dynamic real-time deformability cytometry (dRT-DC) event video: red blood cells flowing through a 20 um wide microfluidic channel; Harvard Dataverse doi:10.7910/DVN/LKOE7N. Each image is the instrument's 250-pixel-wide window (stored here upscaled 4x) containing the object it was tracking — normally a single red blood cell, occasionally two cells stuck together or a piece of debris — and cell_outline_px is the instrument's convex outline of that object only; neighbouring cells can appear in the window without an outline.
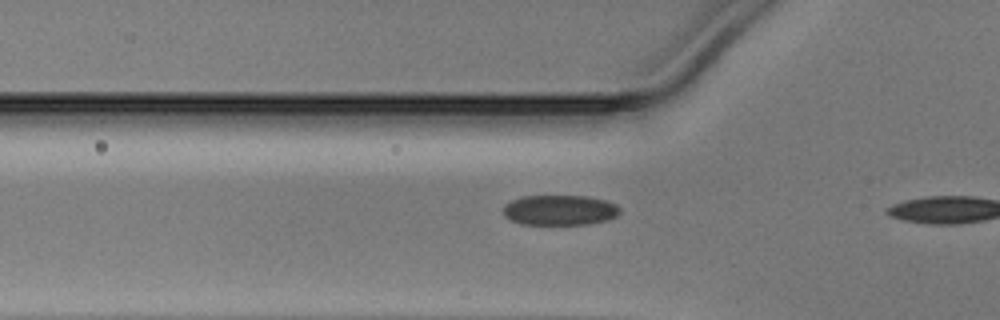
{"species": "Egyptian fruit bat (a non-hibernating species)", "species_latin": "Rousettus aegyptiacus", "temperature_condition": "warm", "stored_images_in_passage": 8, "camera_frame_rate_fps": 3000, "um_per_image_px": 0.085, "animal": {"sex": "male"}, "frame": {"image": 1, "passage_image": 7, "time_ms": 2.0, "image_size_px": [1000, 320], "cell_outline_px": [[620, 212], [616, 216], [608, 220], [588, 224], [520, 224], [504, 216], [504, 204], [520, 196], [588, 196], [604, 200], [616, 204], [620, 208]], "centroid_in_image_um": [47.58, 17.85], "position_along_channel_um": 78.2, "area_um2": 20.58}}